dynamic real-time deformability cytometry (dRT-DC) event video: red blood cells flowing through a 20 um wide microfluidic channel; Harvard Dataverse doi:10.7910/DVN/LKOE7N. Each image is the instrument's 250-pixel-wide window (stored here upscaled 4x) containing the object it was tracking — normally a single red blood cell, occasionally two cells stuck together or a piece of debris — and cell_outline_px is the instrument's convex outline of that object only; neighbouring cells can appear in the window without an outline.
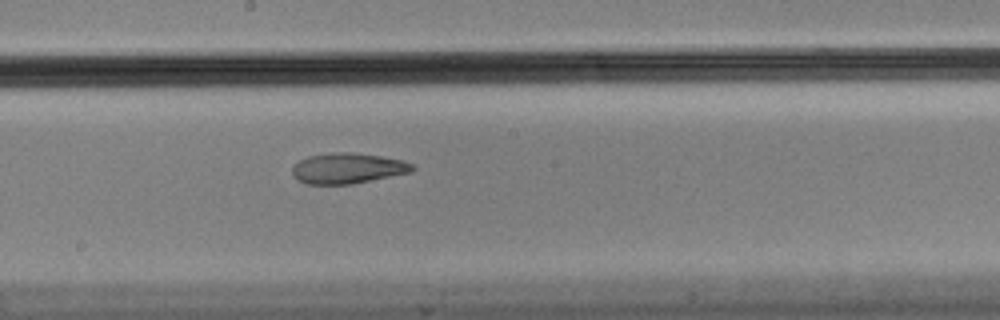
{"species": "Egyptian fruit bat (a non-hibernating species)", "species_latin": "Rousettus aegyptiacus", "temperature_condition": "cold", "stored_images_in_passage": 11, "camera_frame_rate_fps": 3000, "um_per_image_px": 0.085, "animal": {"sex": "male"}, "frame": {"image": 1, "passage_image": 10, "time_ms": 3.0, "image_size_px": [1000, 320], "cell_outline_px": [[416, 168], [412, 172], [352, 184], [304, 184], [296, 180], [292, 176], [292, 168], [300, 160], [308, 156], [336, 152], [352, 152], [380, 156], [404, 160], [412, 164]], "centroid_in_image_um": [29.55, 14.31], "position_along_channel_um": 218.7, "area_um2": 21.5}}